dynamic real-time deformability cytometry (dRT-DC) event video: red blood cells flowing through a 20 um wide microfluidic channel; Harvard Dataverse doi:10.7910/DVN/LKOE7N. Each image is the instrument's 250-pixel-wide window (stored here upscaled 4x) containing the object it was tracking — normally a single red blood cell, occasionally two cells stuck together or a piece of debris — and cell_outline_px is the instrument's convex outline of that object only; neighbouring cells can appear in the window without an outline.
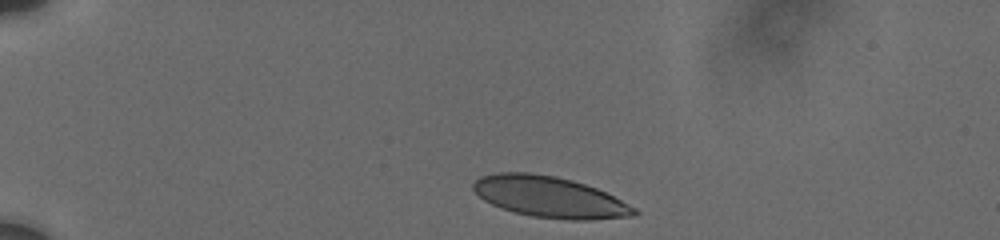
{"species": "human", "species_latin": "Homo sapiens", "temperature_condition": "cold", "stored_images_in_passage": 7, "camera_frame_rate_fps": 3000, "um_per_image_px": 0.085, "donor": {"sex": "male"}, "frame": {"image": 1, "passage_image": 1, "time_ms": 0.0, "image_size_px": [1000, 240], "cell_outline_px": [[640, 212], [636, 216], [592, 220], [572, 220], [532, 216], [500, 208], [484, 200], [472, 188], [472, 184], [480, 176], [496, 172], [528, 172], [556, 176], [572, 180], [596, 188], [636, 208]], "centroid_in_image_um": [46.72, 16.74], "position_along_channel_um": 38.3, "area_um2": 38.44}}
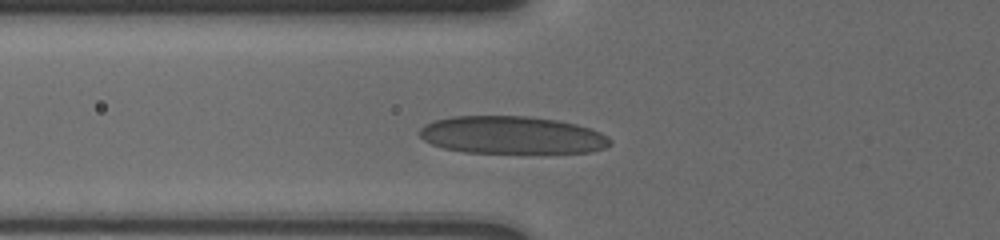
{"frame": {"image": 2, "passage_image": 6, "time_ms": 3.0, "image_size_px": [1000, 240], "cell_outline_px": [[612, 144], [604, 148], [592, 152], [464, 152], [444, 148], [432, 144], [424, 140], [416, 132], [424, 124], [436, 120], [452, 116], [528, 116], [556, 120], [576, 124], [592, 128], [608, 136], [612, 140]], "centroid_in_image_um": [43.51, 11.47], "position_along_channel_um": 82.3, "area_um2": 41.79}}